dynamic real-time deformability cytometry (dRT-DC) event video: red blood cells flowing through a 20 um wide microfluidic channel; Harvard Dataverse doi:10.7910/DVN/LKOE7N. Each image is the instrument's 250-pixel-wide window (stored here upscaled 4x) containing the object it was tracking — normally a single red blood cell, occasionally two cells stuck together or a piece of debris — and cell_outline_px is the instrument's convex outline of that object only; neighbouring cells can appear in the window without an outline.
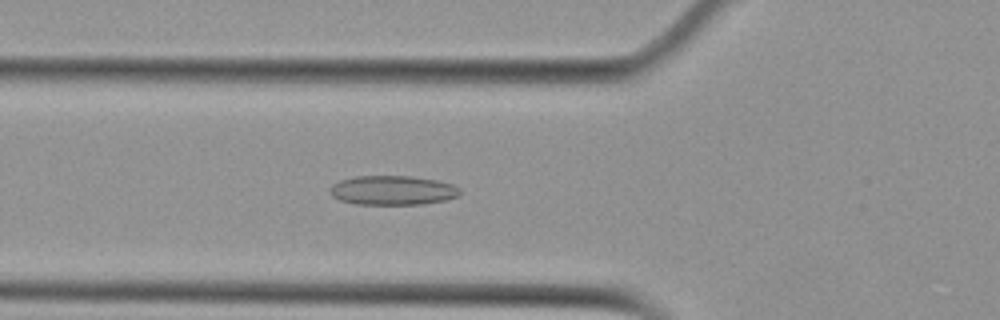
{"species": "Egyptian fruit bat (a non-hibernating species)", "species_latin": "Rousettus aegyptiacus", "temperature_condition": "cold", "stored_images_in_passage": 31, "camera_frame_rate_fps": 3000, "um_per_image_px": 0.085, "animal": {"sex": "female"}, "frame": {"image": 1, "passage_image": 8, "time_ms": 2.333, "image_size_px": [1000, 320], "cell_outline_px": [[460, 196], [448, 200], [424, 204], [356, 204], [340, 200], [332, 196], [328, 192], [328, 188], [332, 184], [340, 180], [356, 176], [412, 176], [436, 180], [452, 184], [460, 188]], "centroid_in_image_um": [33.37, 16.18], "position_along_channel_um": 92.4, "area_um2": 22.48}}
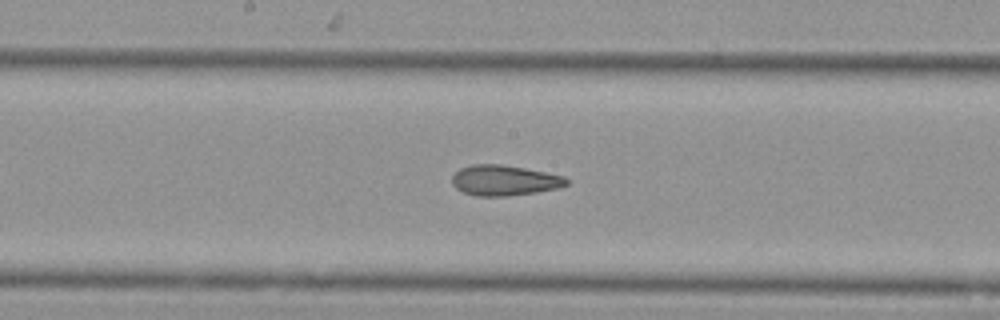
{"frame": {"image": 2, "passage_image": 17, "time_ms": 5.333, "image_size_px": [1000, 320], "cell_outline_px": [[568, 184], [560, 188], [536, 192], [508, 196], [476, 196], [464, 192], [456, 188], [452, 184], [452, 176], [460, 168], [472, 164], [500, 164], [524, 168], [564, 176], [568, 180]], "centroid_in_image_um": [42.86, 15.33], "position_along_channel_um": 205.3, "area_um2": 20.29}}
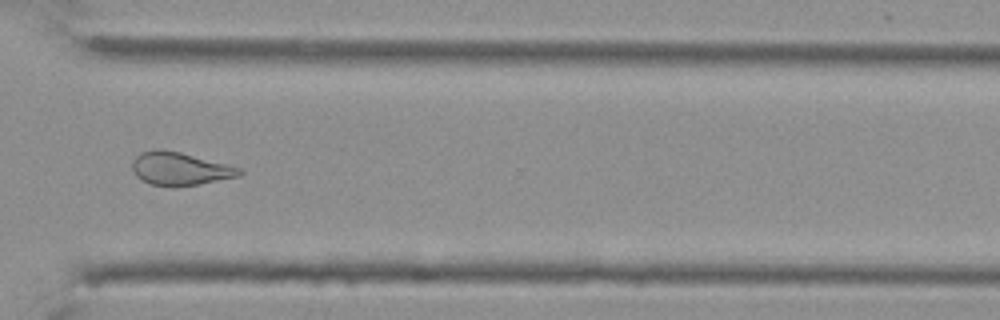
{"frame": {"image": 3, "passage_image": 29, "time_ms": 9.333, "image_size_px": [1000, 320], "cell_outline_px": [[244, 172], [240, 176], [176, 188], [172, 188], [152, 184], [136, 176], [132, 168], [132, 160], [140, 152], [156, 148], [180, 152], [240, 168]], "centroid_in_image_um": [15.26, 14.35], "position_along_channel_um": 355.3, "area_um2": 20.63}, "authors_computed_cell_mechanics": {"area_um2": 20.4034, "velocity_mm_per_s": 3.7537, "shape_relaxation_time_tau1_ms": null, "shape_relaxation_time_tau2_ms": 3.0094, "deformation_change_tau1": null, "deformation_change_tau2": 0.0829}}